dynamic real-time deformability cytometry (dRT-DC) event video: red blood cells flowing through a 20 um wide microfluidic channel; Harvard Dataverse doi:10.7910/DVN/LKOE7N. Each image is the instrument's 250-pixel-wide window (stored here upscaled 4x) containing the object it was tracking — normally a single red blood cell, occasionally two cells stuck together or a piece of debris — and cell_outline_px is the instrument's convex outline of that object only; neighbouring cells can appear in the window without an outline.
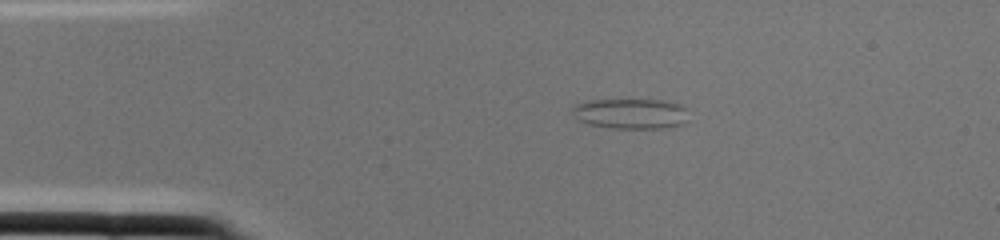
{"species": "common noctule bat (a hibernating species)", "species_latin": "Nyctalus noctula", "temperature_condition": "cold", "stored_images_in_passage": 1, "camera_frame_rate_fps": 3000, "um_per_image_px": 0.085, "animal": {"sex": "female", "body_mass_g": 22.0, "forearm_length_mm": 56.7}, "frame": {"image": 1, "passage_image": 1, "time_ms": 0.0, "image_size_px": [1000, 240], "cell_outline_px": [[688, 108], [680, 124], [660, 128], [608, 128], [588, 124], [576, 120], [572, 112], [572, 108], [576, 104], [588, 100], [664, 100], [680, 104]], "centroid_in_image_um": [53.52, 9.65], "position_along_channel_um": 31.5, "area_um2": 20.4}}